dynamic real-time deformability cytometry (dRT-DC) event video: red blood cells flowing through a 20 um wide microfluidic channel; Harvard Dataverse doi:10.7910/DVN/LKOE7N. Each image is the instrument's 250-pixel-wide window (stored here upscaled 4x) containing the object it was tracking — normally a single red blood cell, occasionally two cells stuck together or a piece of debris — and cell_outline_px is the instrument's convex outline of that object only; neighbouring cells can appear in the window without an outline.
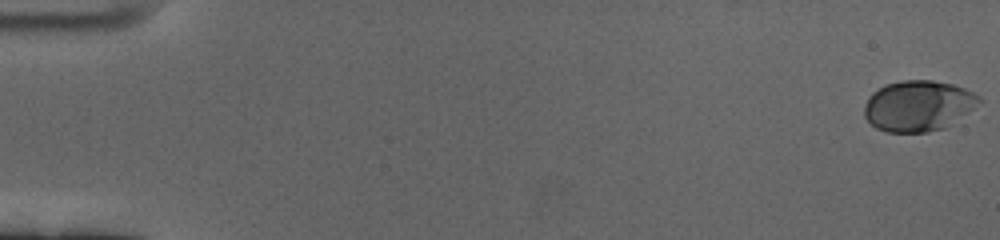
{"species": "human", "species_latin": "Homo sapiens", "temperature_condition": "cold", "stored_images_in_passage": 62, "camera_frame_rate_fps": 3000, "um_per_image_px": 0.085, "donor": {"sex": "female"}, "frame": {"image": 1, "passage_image": 1, "time_ms": 0.0, "image_size_px": [1000, 240], "cell_outline_px": [[984, 100], [960, 124], [928, 132], [884, 132], [876, 128], [864, 116], [864, 104], [868, 96], [872, 92], [884, 84], [900, 80], [932, 80], [952, 84], [964, 88], [980, 96]], "centroid_in_image_um": [78.13, 9.01], "position_along_channel_um": 6.9, "area_um2": 35.08}}
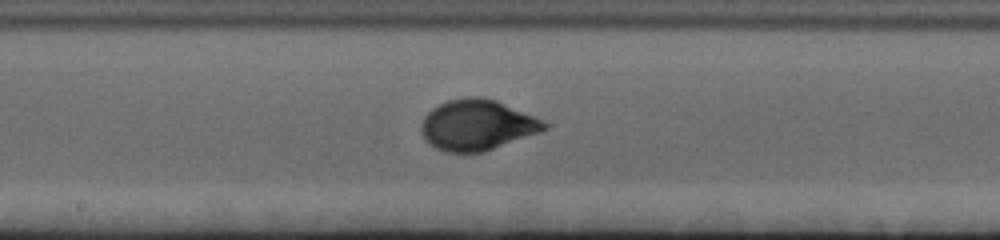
{"frame": {"image": 2, "passage_image": 34, "time_ms": 11.0, "image_size_px": [1000, 240], "cell_outline_px": [[548, 128], [540, 132], [484, 152], [444, 152], [428, 144], [420, 128], [420, 124], [424, 116], [432, 108], [448, 100], [468, 96], [476, 96], [496, 100], [532, 116], [548, 124]], "centroid_in_image_um": [40.51, 10.63], "position_along_channel_um": 207.7, "area_um2": 36.07}}
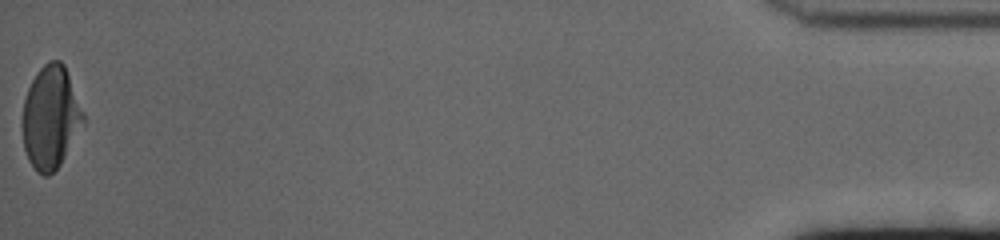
{"frame": {"image": 3, "passage_image": 62, "time_ms": 20.333, "image_size_px": [1000, 240], "cell_outline_px": [[84, 120], [60, 164], [48, 176], [44, 176], [36, 172], [28, 160], [24, 148], [24, 100], [28, 88], [36, 72], [48, 60], [60, 60], [64, 64], [84, 116]], "centroid_in_image_um": [4.28, 9.97], "position_along_channel_um": 430.9, "area_um2": 35.49}, "authors_computed_cell_mechanics": {"area_um2": 34.7667, "velocity_mm_per_s": 3.3481, "shape_relaxation_time_tau1_ms": 3.3858, "shape_relaxation_time_tau2_ms": null, "deformation_change_tau1": 0.1547, "deformation_change_tau2": null}}